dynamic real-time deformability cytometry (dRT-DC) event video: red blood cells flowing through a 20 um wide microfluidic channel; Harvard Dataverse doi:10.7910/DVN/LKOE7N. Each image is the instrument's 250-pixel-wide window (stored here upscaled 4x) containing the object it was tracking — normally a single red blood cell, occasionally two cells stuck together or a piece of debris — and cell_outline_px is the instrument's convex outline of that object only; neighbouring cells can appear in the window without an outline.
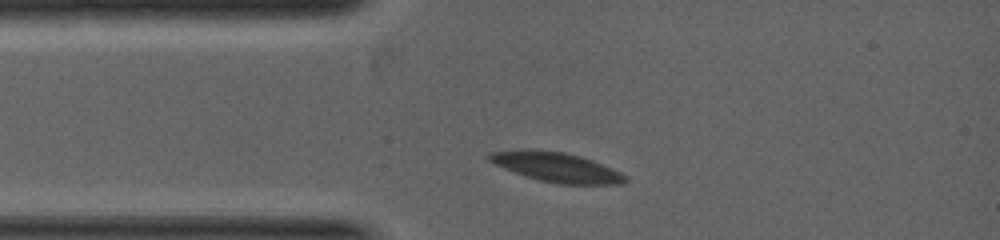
{"species": "common noctule bat (a hibernating species)", "species_latin": "Nyctalus noctula", "temperature_condition": "warm", "stored_images_in_passage": 7, "camera_frame_rate_fps": 5000, "um_per_image_px": 0.085, "animal": {"sex": "female", "body_mass_g": 19.0, "forearm_length_mm": 53.3}, "frame": {"image": 1, "passage_image": 1, "time_ms": 0.0, "image_size_px": [1000, 240], "cell_outline_px": [[628, 180], [624, 184], [560, 184], [540, 180], [524, 176], [504, 168], [488, 160], [488, 156], [492, 152], [520, 148], [528, 148], [564, 152], [580, 156], [592, 160], [620, 172], [628, 176]], "centroid_in_image_um": [47.3, 14.2], "position_along_channel_um": 37.7, "area_um2": 23.52}}
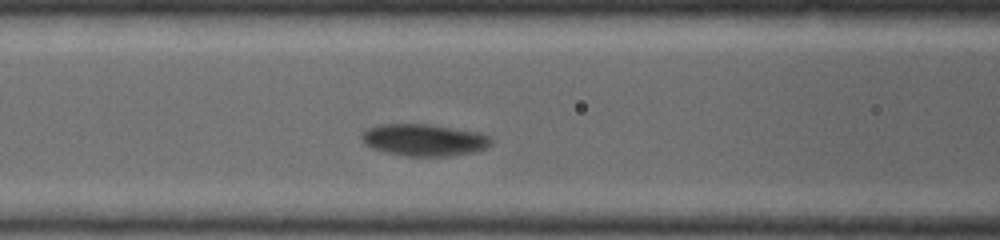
{"frame": {"image": 2, "passage_image": 5, "time_ms": 1.4, "image_size_px": [1000, 240], "cell_outline_px": [[492, 144], [484, 148], [472, 152], [452, 156], [404, 156], [384, 152], [372, 148], [364, 144], [360, 140], [360, 136], [368, 128], [380, 124], [432, 124], [480, 132], [488, 136], [492, 140]], "centroid_in_image_um": [36.02, 11.89], "position_along_channel_um": 130.6, "area_um2": 24.33}}
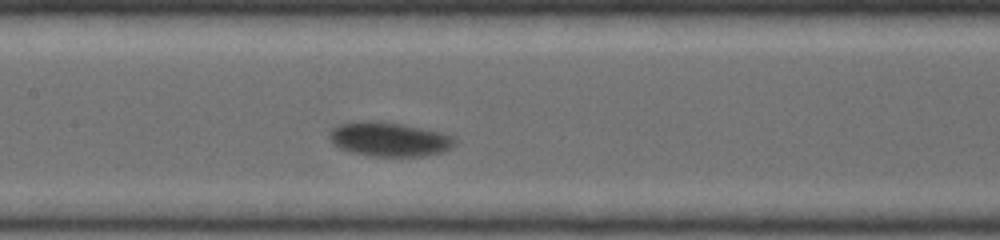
{"frame": {"image": 3, "passage_image": 7, "time_ms": 2.0, "image_size_px": [1000, 240], "cell_outline_px": [[456, 144], [452, 148], [440, 152], [420, 156], [376, 156], [352, 152], [340, 148], [328, 136], [332, 128], [336, 124], [360, 120], [380, 120], [404, 124], [440, 132], [452, 136], [456, 140]], "centroid_in_image_um": [33.08, 11.8], "position_along_channel_um": 174.3, "area_um2": 25.09}}